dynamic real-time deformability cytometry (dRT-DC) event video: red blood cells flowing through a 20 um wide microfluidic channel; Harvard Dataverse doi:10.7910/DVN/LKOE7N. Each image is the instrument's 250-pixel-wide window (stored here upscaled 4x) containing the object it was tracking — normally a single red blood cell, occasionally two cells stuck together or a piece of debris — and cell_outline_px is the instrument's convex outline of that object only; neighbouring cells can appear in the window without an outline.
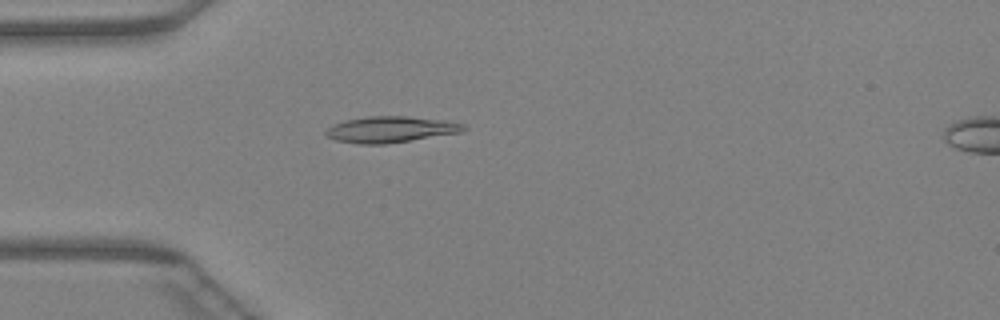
{"species": "Egyptian fruit bat (a non-hibernating species)", "species_latin": "Rousettus aegyptiacus", "temperature_condition": "warm", "stored_images_in_passage": 47, "camera_frame_rate_fps": 3000, "um_per_image_px": 0.085, "animal": {"sex": "female"}, "frame": {"image": 1, "passage_image": 14, "time_ms": 4.333, "image_size_px": [1000, 320], "cell_outline_px": [[468, 128], [460, 132], [388, 144], [360, 144], [336, 140], [324, 136], [324, 132], [332, 124], [344, 120], [368, 116], [404, 116], [444, 120], [464, 124]], "centroid_in_image_um": [33.15, 11.0], "position_along_channel_um": 51.8, "area_um2": 21.04}}
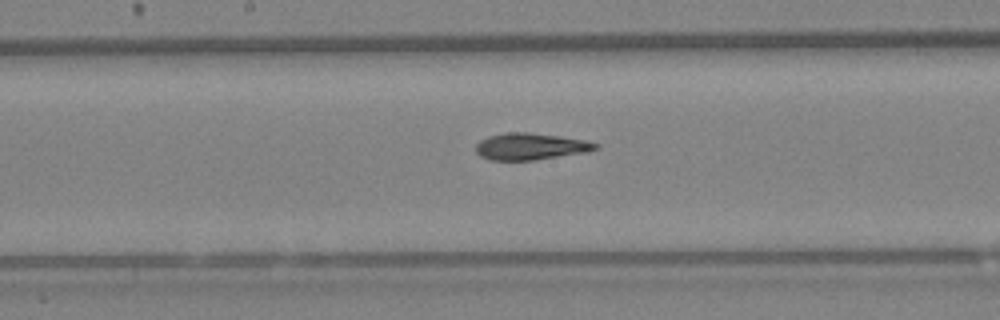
{"frame": {"image": 2, "passage_image": 25, "time_ms": 8.0, "image_size_px": [1000, 320], "cell_outline_px": [[600, 148], [588, 152], [532, 160], [488, 160], [480, 156], [476, 152], [476, 144], [480, 140], [488, 136], [504, 132], [528, 132], [560, 136], [584, 140], [600, 144]], "centroid_in_image_um": [45.09, 12.44], "position_along_channel_um": 203.1, "area_um2": 18.79}}
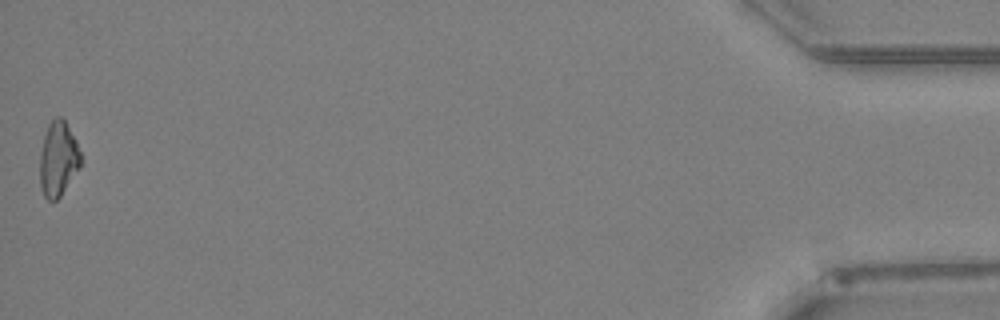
{"frame": {"image": 3, "passage_image": 47, "time_ms": 15.333, "image_size_px": [1000, 320], "cell_outline_px": [[84, 160], [80, 168], [60, 196], [56, 200], [48, 200], [44, 196], [40, 184], [40, 152], [44, 136], [48, 124], [56, 116], [60, 116], [64, 120], [76, 140]], "centroid_in_image_um": [4.97, 13.5], "position_along_channel_um": 430.2, "area_um2": 17.98}}